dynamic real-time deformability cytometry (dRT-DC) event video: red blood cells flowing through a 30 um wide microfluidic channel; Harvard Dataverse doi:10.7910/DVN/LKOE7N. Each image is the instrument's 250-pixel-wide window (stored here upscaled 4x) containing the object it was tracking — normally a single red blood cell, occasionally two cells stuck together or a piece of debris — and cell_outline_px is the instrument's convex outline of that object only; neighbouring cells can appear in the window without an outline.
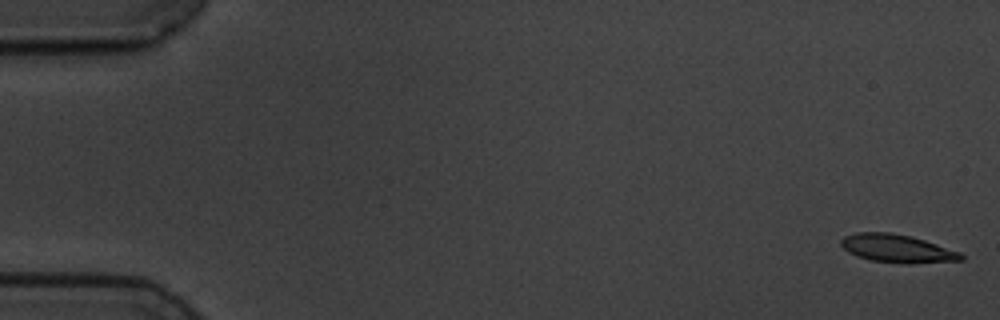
{"species": "common noctule bat (a hibernating species)", "species_latin": "Nyctalus noctula", "temperature_condition": "cold", "stored_images_in_passage": 57, "camera_frame_rate_fps": 3000, "um_per_image_px": 0.085, "animal": {"sex": "male", "body_mass_g": 19.5, "forearm_length_mm": 54.6}, "frame": {"image": 1, "passage_image": 1, "time_ms": 0.0, "image_size_px": [1000, 320], "cell_outline_px": [[964, 260], [872, 260], [856, 256], [848, 252], [840, 244], [840, 240], [844, 236], [856, 232], [892, 232], [924, 240], [960, 252], [964, 256]], "centroid_in_image_um": [76.13, 21.04], "position_along_channel_um": 8.9, "area_um2": 18.26}}
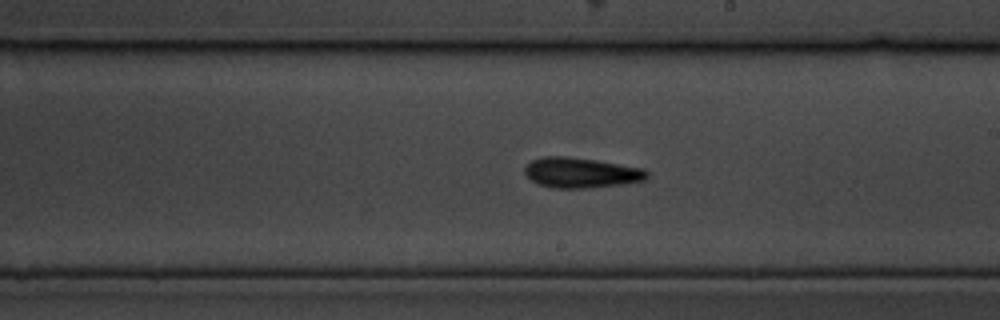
{"frame": {"image": 2, "passage_image": 33, "time_ms": 10.667, "image_size_px": [1000, 320], "cell_outline_px": [[648, 176], [644, 180], [624, 184], [588, 188], [552, 188], [540, 184], [532, 180], [524, 172], [524, 168], [532, 160], [544, 156], [564, 156], [596, 160], [644, 168], [648, 172]], "centroid_in_image_um": [49.41, 14.68], "position_along_channel_um": 239.6, "area_um2": 21.5}}
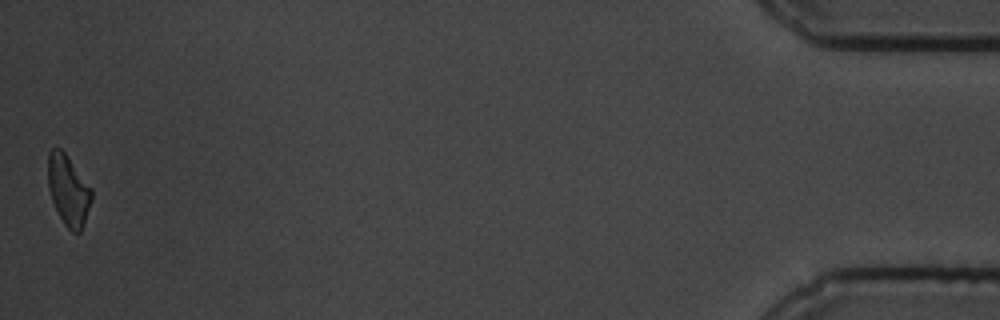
{"frame": {"image": 3, "passage_image": 57, "time_ms": 18.667, "image_size_px": [1000, 320], "cell_outline_px": [[92, 200], [80, 232], [72, 232], [64, 224], [52, 200], [48, 188], [48, 152], [52, 148], [60, 148], [64, 152], [92, 188]], "centroid_in_image_um": [5.8, 16.15], "position_along_channel_um": 429.4, "area_um2": 17.69}, "authors_computed_cell_mechanics": {"area_um2": 19.7676, "velocity_mm_per_s": 3.4949, "shape_relaxation_time_tau1_ms": 2.4451, "shape_relaxation_time_tau2_ms": 4.5481, "deformation_change_tau1": 0.1082, "deformation_change_tau2": 0.1315}}